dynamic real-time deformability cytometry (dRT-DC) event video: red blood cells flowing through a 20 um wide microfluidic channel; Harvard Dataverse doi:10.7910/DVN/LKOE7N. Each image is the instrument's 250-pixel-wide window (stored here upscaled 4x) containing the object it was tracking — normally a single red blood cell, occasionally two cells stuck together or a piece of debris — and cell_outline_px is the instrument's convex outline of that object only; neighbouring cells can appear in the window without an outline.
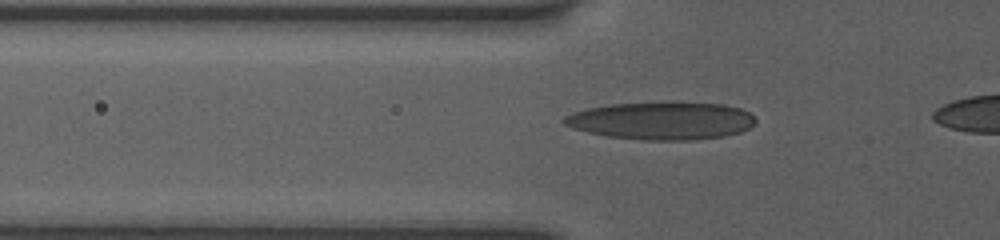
{"species": "human", "species_latin": "Homo sapiens", "temperature_condition": "room temperature", "stored_images_in_passage": 38, "camera_frame_rate_fps": 3000, "um_per_image_px": 0.085, "donor": {"sex": "female"}, "frame": {"image": 1, "passage_image": 9, "time_ms": 2.667, "image_size_px": [1000, 240], "cell_outline_px": [[756, 120], [748, 128], [740, 132], [724, 136], [688, 140], [644, 140], [608, 136], [588, 132], [572, 128], [564, 124], [560, 120], [564, 116], [572, 112], [588, 108], [612, 104], [664, 100], [672, 100], [724, 104], [740, 108], [748, 112]], "centroid_in_image_um": [56.21, 10.22], "position_along_channel_um": 69.6, "area_um2": 42.83}}
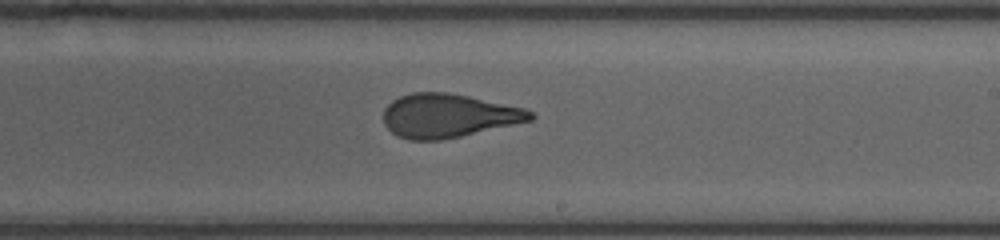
{"frame": {"image": 2, "passage_image": 23, "time_ms": 7.333, "image_size_px": [1000, 240], "cell_outline_px": [[536, 116], [532, 120], [460, 136], [440, 140], [408, 140], [396, 136], [384, 124], [384, 108], [392, 100], [400, 96], [412, 92], [448, 92], [468, 96], [524, 108], [532, 112]], "centroid_in_image_um": [38.07, 9.83], "position_along_channel_um": 250.9, "area_um2": 37.28}}
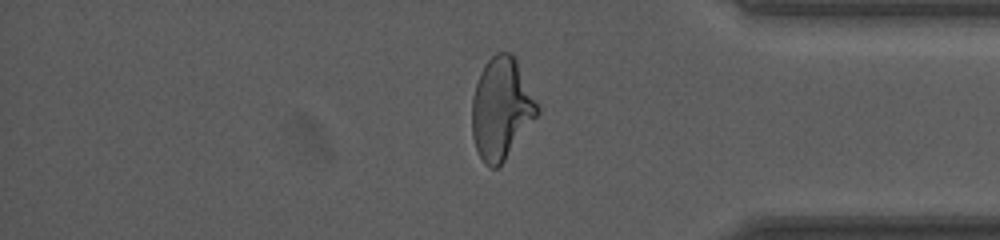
{"frame": {"image": 3, "passage_image": 35, "time_ms": 11.333, "image_size_px": [1000, 240], "cell_outline_px": [[540, 112], [504, 160], [496, 168], [492, 168], [484, 164], [476, 148], [472, 136], [472, 96], [480, 72], [484, 64], [496, 52], [512, 52], [540, 108]], "centroid_in_image_um": [42.6, 9.21], "position_along_channel_um": 392.6, "area_um2": 38.38}}